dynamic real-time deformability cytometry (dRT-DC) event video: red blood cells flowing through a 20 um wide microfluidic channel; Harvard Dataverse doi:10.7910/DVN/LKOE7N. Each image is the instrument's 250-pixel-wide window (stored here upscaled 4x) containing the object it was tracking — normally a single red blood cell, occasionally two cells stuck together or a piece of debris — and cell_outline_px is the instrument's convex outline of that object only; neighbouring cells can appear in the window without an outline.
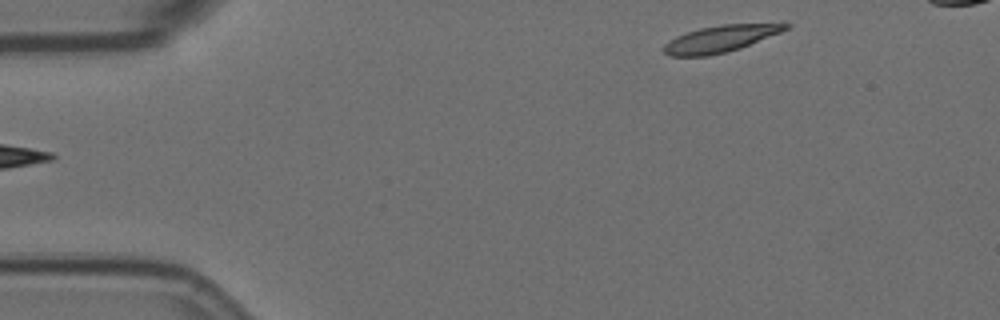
{"species": "Egyptian fruit bat (a non-hibernating species)", "species_latin": "Rousettus aegyptiacus", "temperature_condition": "room temperature", "stored_images_in_passage": 47, "camera_frame_rate_fps": 3000, "um_per_image_px": 0.085, "animal": {"sex": "female"}, "frame": {"image": 1, "passage_image": 1, "time_ms": 0.0, "image_size_px": [1000, 320], "cell_outline_px": [[792, 24], [788, 28], [780, 32], [740, 48], [708, 56], [668, 56], [664, 52], [664, 44], [676, 36], [700, 28], [720, 24]], "centroid_in_image_um": [61.18, 3.3], "position_along_channel_um": 23.8, "area_um2": 18.55}}
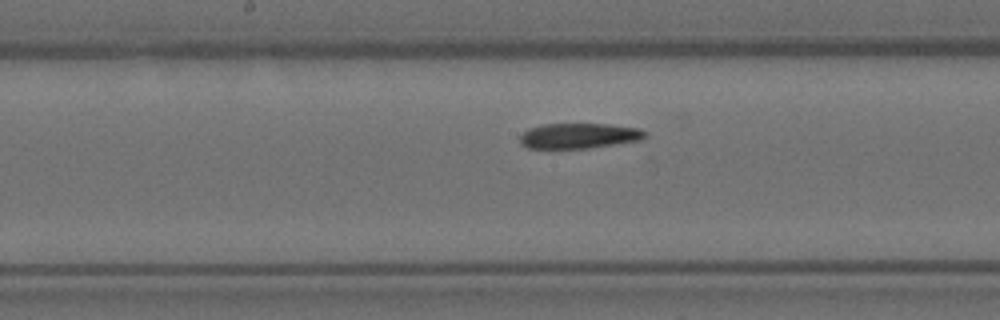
{"frame": {"image": 2, "passage_image": 22, "time_ms": 7.0, "image_size_px": [1000, 320], "cell_outline_px": [[648, 136], [640, 140], [588, 148], [528, 148], [520, 144], [520, 136], [528, 128], [544, 124], [608, 124], [640, 128], [648, 132]], "centroid_in_image_um": [49.24, 11.54], "position_along_channel_um": 199.0, "area_um2": 18.5}}
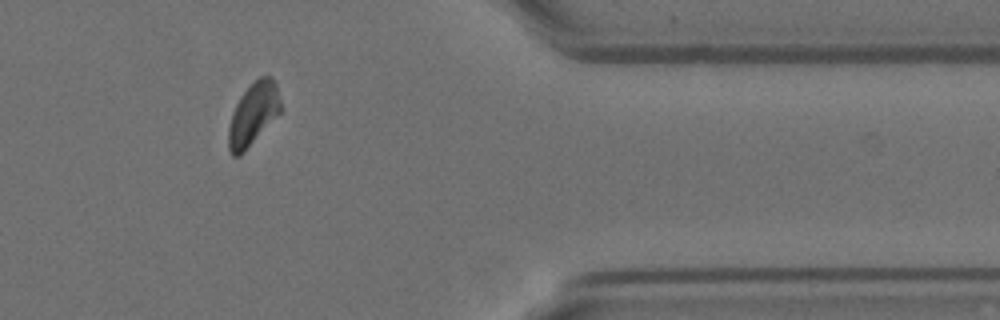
{"frame": {"image": 3, "passage_image": 40, "time_ms": 13.0, "image_size_px": [1000, 320], "cell_outline_px": [[280, 112], [244, 152], [240, 156], [232, 156], [228, 148], [228, 128], [232, 112], [240, 96], [260, 76], [272, 76], [276, 84], [280, 100]], "centroid_in_image_um": [21.5, 9.71], "position_along_channel_um": 389.9, "area_um2": 18.73}, "authors_computed_cell_mechanics": {"area_um2": 19.5364, "velocity_mm_per_s": 3.5649, "shape_relaxation_time_tau1_ms": null, "shape_relaxation_time_tau2_ms": 7.1461, "deformation_change_tau1": null, "deformation_change_tau2": 0.1218}}